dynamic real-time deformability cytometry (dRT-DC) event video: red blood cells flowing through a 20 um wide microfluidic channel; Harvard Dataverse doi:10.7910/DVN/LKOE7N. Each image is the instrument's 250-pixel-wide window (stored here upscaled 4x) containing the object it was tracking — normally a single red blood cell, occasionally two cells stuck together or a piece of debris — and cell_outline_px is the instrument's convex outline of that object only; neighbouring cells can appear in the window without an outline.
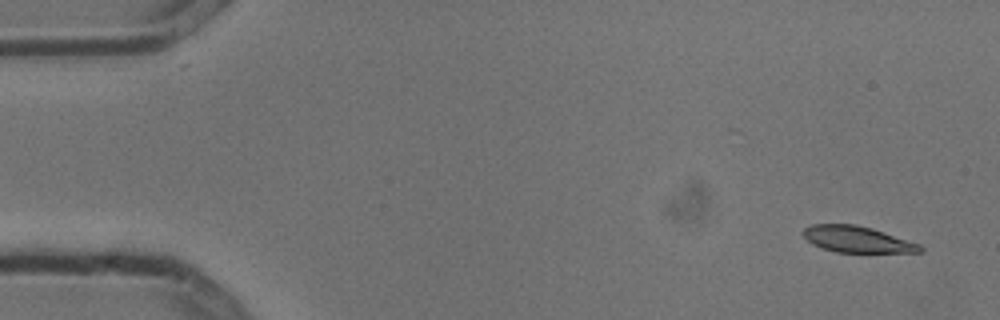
{"species": "common noctule bat (a hibernating species)", "species_latin": "Nyctalus noctula", "temperature_condition": "cold", "stored_images_in_passage": 5, "camera_frame_rate_fps": 3000, "um_per_image_px": 0.085, "animal": {"sex": "male", "body_mass_g": 13.3}, "frame": {"image": 1, "passage_image": 1, "time_ms": 0.0, "image_size_px": [1000, 320], "cell_outline_px": [[924, 252], [836, 252], [812, 244], [804, 236], [804, 228], [812, 224], [856, 224], [872, 228], [920, 244], [924, 248]], "centroid_in_image_um": [72.88, 20.34], "position_along_channel_um": 12.1, "area_um2": 17.74}}
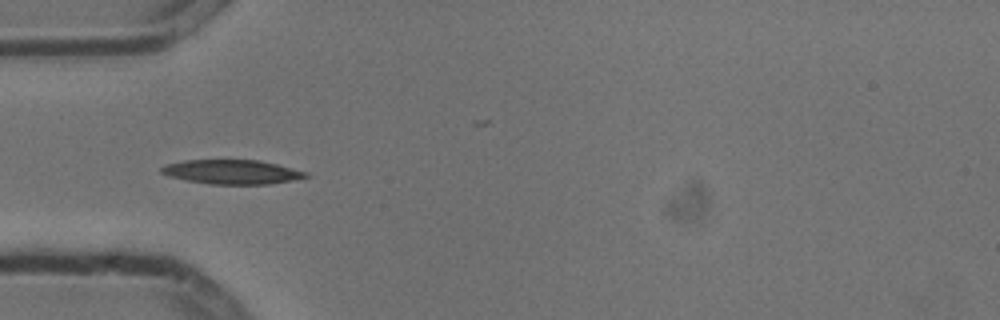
{"frame": {"image": 2, "passage_image": 5, "time_ms": 1.333, "image_size_px": [1000, 320], "cell_outline_px": [[312, 176], [292, 180], [268, 184], [208, 184], [168, 176], [160, 172], [160, 168], [164, 164], [184, 160], [260, 160], [308, 172]], "centroid_in_image_um": [19.71, 14.61], "position_along_channel_um": 65.3, "area_um2": 20.46}}